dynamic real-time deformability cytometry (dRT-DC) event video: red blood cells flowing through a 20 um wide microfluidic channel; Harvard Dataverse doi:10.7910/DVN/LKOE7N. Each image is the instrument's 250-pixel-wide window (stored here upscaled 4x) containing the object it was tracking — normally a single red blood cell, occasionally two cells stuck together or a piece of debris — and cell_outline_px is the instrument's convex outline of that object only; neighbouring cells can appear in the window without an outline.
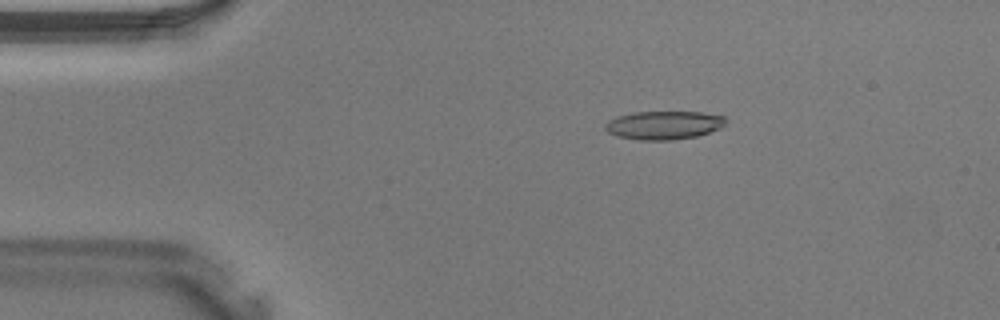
{"species": "Egyptian fruit bat (a non-hibernating species)", "species_latin": "Rousettus aegyptiacus", "temperature_condition": "warm", "stored_images_in_passage": 40, "camera_frame_rate_fps": 3000, "um_per_image_px": 0.085, "animal": {"sex": "male"}, "frame": {"image": 1, "passage_image": 7, "time_ms": 2.0, "image_size_px": [1000, 320], "cell_outline_px": [[724, 124], [720, 128], [696, 136], [672, 140], [640, 140], [616, 136], [608, 132], [604, 128], [604, 124], [608, 120], [616, 116], [632, 112], [700, 112], [724, 116]], "centroid_in_image_um": [56.35, 10.63], "position_along_channel_um": 28.6, "area_um2": 19.94}}
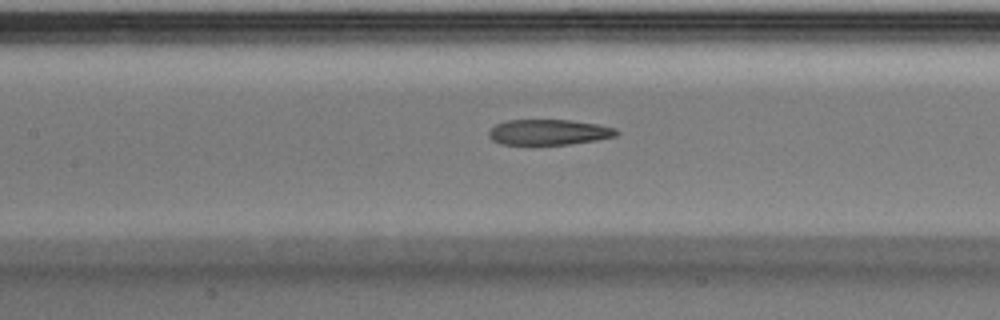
{"frame": {"image": 2, "passage_image": 18, "time_ms": 5.667, "image_size_px": [1000, 320], "cell_outline_px": [[620, 132], [616, 136], [596, 140], [568, 144], [500, 144], [492, 140], [488, 136], [488, 132], [496, 124], [508, 120], [568, 120], [596, 124], [616, 128]], "centroid_in_image_um": [46.64, 11.23], "position_along_channel_um": 160.8, "area_um2": 18.84}}
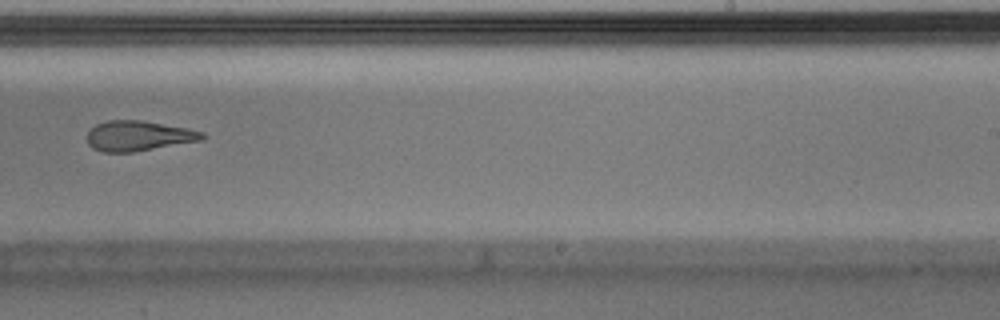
{"frame": {"image": 3, "passage_image": 25, "time_ms": 8.0, "image_size_px": [1000, 320], "cell_outline_px": [[208, 136], [204, 140], [136, 152], [104, 152], [92, 148], [88, 144], [88, 132], [96, 124], [108, 120], [140, 120], [188, 128], [204, 132]], "centroid_in_image_um": [11.83, 11.56], "position_along_channel_um": 277.2, "area_um2": 20.46}}